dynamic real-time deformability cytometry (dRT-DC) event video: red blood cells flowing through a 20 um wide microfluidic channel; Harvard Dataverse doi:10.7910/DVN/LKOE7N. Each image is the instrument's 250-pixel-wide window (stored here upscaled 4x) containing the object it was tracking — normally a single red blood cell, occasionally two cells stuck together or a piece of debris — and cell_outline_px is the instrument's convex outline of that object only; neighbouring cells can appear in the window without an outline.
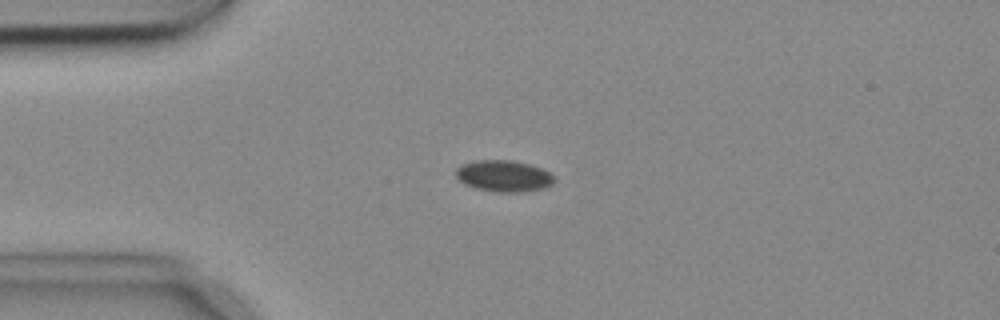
{"species": "common noctule bat (a hibernating species)", "species_latin": "Nyctalus noctula", "temperature_condition": "cold", "stored_images_in_passage": 6, "camera_frame_rate_fps": 3000, "um_per_image_px": 0.085, "animal": {"sex": "female", "body_mass_g": 18.4}, "frame": {"image": 1, "passage_image": 3, "time_ms": 0.667, "image_size_px": [1000, 320], "cell_outline_px": [[556, 180], [552, 184], [544, 188], [516, 192], [496, 192], [476, 188], [464, 184], [456, 176], [456, 168], [460, 164], [476, 160], [508, 160], [528, 164], [540, 168], [548, 172]], "centroid_in_image_um": [42.78, 14.95], "position_along_channel_um": 42.2, "area_um2": 17.86}}
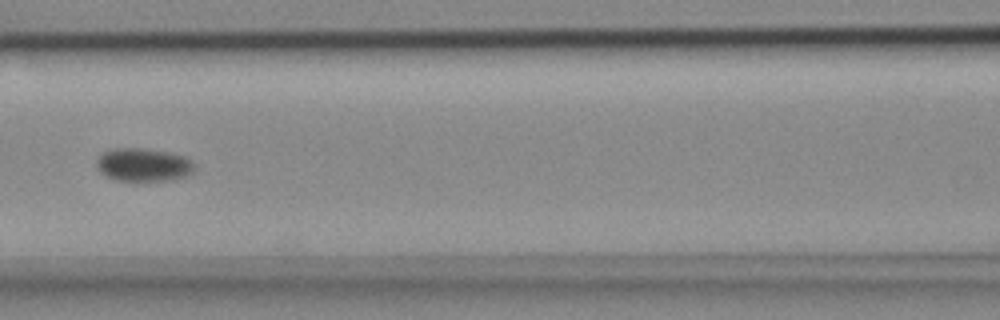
{"frame": {"image": 2, "passage_image": 6, "time_ms": 1.667, "image_size_px": [1000, 320], "cell_outline_px": [[196, 168], [192, 172], [184, 176], [168, 180], [140, 184], [116, 180], [100, 172], [96, 168], [96, 160], [104, 152], [112, 148], [140, 148], [168, 152], [184, 156]], "centroid_in_image_um": [12.14, 14.05], "position_along_channel_um": 154.5, "area_um2": 19.36}}